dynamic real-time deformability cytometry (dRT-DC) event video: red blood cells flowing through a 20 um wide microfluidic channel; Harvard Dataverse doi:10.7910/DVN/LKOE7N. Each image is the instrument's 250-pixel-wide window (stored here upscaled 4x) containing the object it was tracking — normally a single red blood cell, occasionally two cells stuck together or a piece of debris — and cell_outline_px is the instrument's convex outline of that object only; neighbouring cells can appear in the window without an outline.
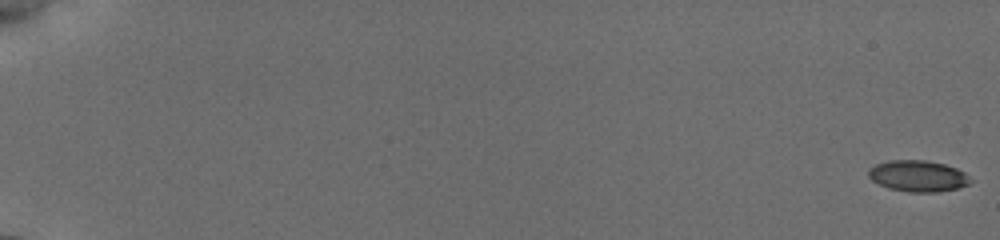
{"species": "common noctule bat (a hibernating species)", "species_latin": "Nyctalus noctula", "temperature_condition": "cold", "stored_images_in_passage": 30, "camera_frame_rate_fps": 3000, "um_per_image_px": 0.085, "animal": {"sex": "female", "body_mass_g": 19.5, "forearm_length_mm": 54.1}, "frame": {"image": 1, "passage_image": 1, "time_ms": 0.0, "image_size_px": [1000, 240], "cell_outline_px": [[972, 180], [968, 184], [956, 188], [940, 192], [908, 192], [888, 188], [872, 180], [868, 176], [868, 168], [876, 164], [888, 160], [924, 160], [944, 164], [956, 168], [964, 172]], "centroid_in_image_um": [78.0, 14.96], "position_along_channel_um": 7.0, "area_um2": 18.55}}
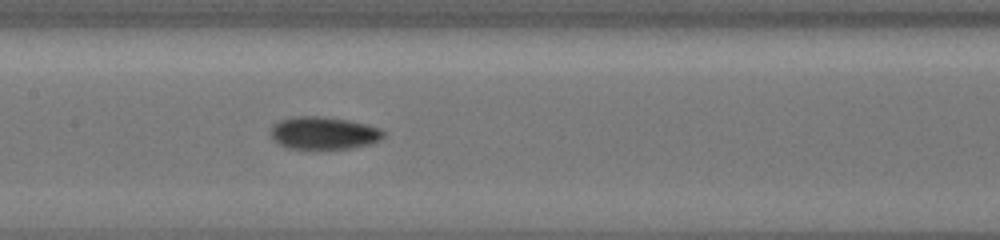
{"frame": {"image": 2, "passage_image": 23, "time_ms": 10.0, "image_size_px": [1000, 240], "cell_outline_px": [[384, 136], [380, 140], [372, 144], [352, 148], [288, 148], [280, 144], [268, 132], [272, 124], [280, 120], [296, 116], [324, 116], [348, 120], [380, 128], [384, 132]], "centroid_in_image_um": [27.51, 11.3], "position_along_channel_um": 179.9, "area_um2": 21.39}}
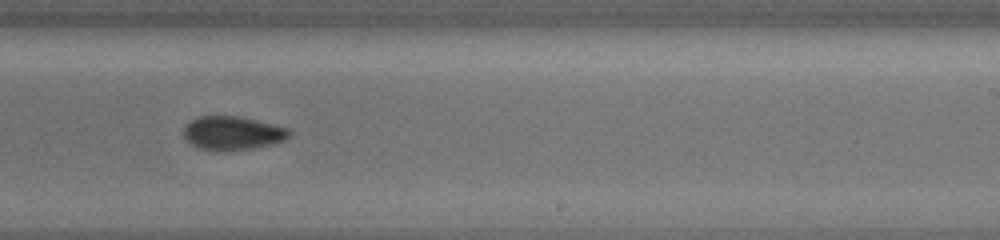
{"frame": {"image": 3, "passage_image": 30, "time_ms": 12.333, "image_size_px": [1000, 240], "cell_outline_px": [[292, 132], [284, 140], [272, 144], [252, 148], [224, 152], [200, 148], [192, 144], [184, 136], [184, 128], [192, 120], [200, 116], [240, 116], [288, 128]], "centroid_in_image_um": [19.78, 11.32], "position_along_channel_um": 269.2, "area_um2": 20.58}}